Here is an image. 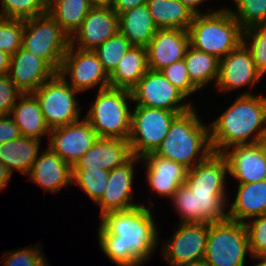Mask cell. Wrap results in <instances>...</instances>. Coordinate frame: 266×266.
Returning <instances> with one entry per match:
<instances>
[{
    "mask_svg": "<svg viewBox=\"0 0 266 266\" xmlns=\"http://www.w3.org/2000/svg\"><path fill=\"white\" fill-rule=\"evenodd\" d=\"M149 206L108 212L100 218L99 246L117 266H141L156 250L159 235L151 213L153 204Z\"/></svg>",
    "mask_w": 266,
    "mask_h": 266,
    "instance_id": "6da1fadb",
    "label": "cell"
},
{
    "mask_svg": "<svg viewBox=\"0 0 266 266\" xmlns=\"http://www.w3.org/2000/svg\"><path fill=\"white\" fill-rule=\"evenodd\" d=\"M251 93L243 92L239 95L209 125L213 153H222L233 145L260 143L266 138V97Z\"/></svg>",
    "mask_w": 266,
    "mask_h": 266,
    "instance_id": "7a4b0ae2",
    "label": "cell"
},
{
    "mask_svg": "<svg viewBox=\"0 0 266 266\" xmlns=\"http://www.w3.org/2000/svg\"><path fill=\"white\" fill-rule=\"evenodd\" d=\"M211 153L209 125L201 122L194 107L174 118L165 138L154 152L188 169L204 161Z\"/></svg>",
    "mask_w": 266,
    "mask_h": 266,
    "instance_id": "3957f363",
    "label": "cell"
},
{
    "mask_svg": "<svg viewBox=\"0 0 266 266\" xmlns=\"http://www.w3.org/2000/svg\"><path fill=\"white\" fill-rule=\"evenodd\" d=\"M190 46L219 60L241 42L243 29L226 8L194 15L188 28Z\"/></svg>",
    "mask_w": 266,
    "mask_h": 266,
    "instance_id": "277c9868",
    "label": "cell"
},
{
    "mask_svg": "<svg viewBox=\"0 0 266 266\" xmlns=\"http://www.w3.org/2000/svg\"><path fill=\"white\" fill-rule=\"evenodd\" d=\"M131 93L125 89L107 87L98 90L97 97L84 117L100 138L129 139L131 112L127 101Z\"/></svg>",
    "mask_w": 266,
    "mask_h": 266,
    "instance_id": "5b68a950",
    "label": "cell"
},
{
    "mask_svg": "<svg viewBox=\"0 0 266 266\" xmlns=\"http://www.w3.org/2000/svg\"><path fill=\"white\" fill-rule=\"evenodd\" d=\"M249 249L245 223L230 219L208 223V237L203 261L210 266H244Z\"/></svg>",
    "mask_w": 266,
    "mask_h": 266,
    "instance_id": "8992f818",
    "label": "cell"
},
{
    "mask_svg": "<svg viewBox=\"0 0 266 266\" xmlns=\"http://www.w3.org/2000/svg\"><path fill=\"white\" fill-rule=\"evenodd\" d=\"M70 46V36L48 14L24 20L22 47L45 60L57 73Z\"/></svg>",
    "mask_w": 266,
    "mask_h": 266,
    "instance_id": "52a82bcc",
    "label": "cell"
},
{
    "mask_svg": "<svg viewBox=\"0 0 266 266\" xmlns=\"http://www.w3.org/2000/svg\"><path fill=\"white\" fill-rule=\"evenodd\" d=\"M184 112L135 105L131 112L129 145L133 156L142 158L154 153L165 138L171 122Z\"/></svg>",
    "mask_w": 266,
    "mask_h": 266,
    "instance_id": "ba28073f",
    "label": "cell"
},
{
    "mask_svg": "<svg viewBox=\"0 0 266 266\" xmlns=\"http://www.w3.org/2000/svg\"><path fill=\"white\" fill-rule=\"evenodd\" d=\"M76 91L56 73L44 82L34 93L49 128L62 127L80 120V109Z\"/></svg>",
    "mask_w": 266,
    "mask_h": 266,
    "instance_id": "9c48e42d",
    "label": "cell"
},
{
    "mask_svg": "<svg viewBox=\"0 0 266 266\" xmlns=\"http://www.w3.org/2000/svg\"><path fill=\"white\" fill-rule=\"evenodd\" d=\"M227 193H194L181 184L170 199L180 216V223H216L228 219L225 212Z\"/></svg>",
    "mask_w": 266,
    "mask_h": 266,
    "instance_id": "30bf717a",
    "label": "cell"
},
{
    "mask_svg": "<svg viewBox=\"0 0 266 266\" xmlns=\"http://www.w3.org/2000/svg\"><path fill=\"white\" fill-rule=\"evenodd\" d=\"M137 106L165 109L174 112H187L193 105L183 103L186 96L175 88L160 71L148 70L130 90ZM182 102V103H180Z\"/></svg>",
    "mask_w": 266,
    "mask_h": 266,
    "instance_id": "8fae6325",
    "label": "cell"
},
{
    "mask_svg": "<svg viewBox=\"0 0 266 266\" xmlns=\"http://www.w3.org/2000/svg\"><path fill=\"white\" fill-rule=\"evenodd\" d=\"M70 45L62 60L59 74L79 93L100 85L98 90L110 87L109 75L94 51H85ZM70 75V81L66 76Z\"/></svg>",
    "mask_w": 266,
    "mask_h": 266,
    "instance_id": "7c38bea8",
    "label": "cell"
},
{
    "mask_svg": "<svg viewBox=\"0 0 266 266\" xmlns=\"http://www.w3.org/2000/svg\"><path fill=\"white\" fill-rule=\"evenodd\" d=\"M179 224L172 238L162 245L161 256H164L163 258L170 266L203 261L208 237V223Z\"/></svg>",
    "mask_w": 266,
    "mask_h": 266,
    "instance_id": "4fadbf2b",
    "label": "cell"
},
{
    "mask_svg": "<svg viewBox=\"0 0 266 266\" xmlns=\"http://www.w3.org/2000/svg\"><path fill=\"white\" fill-rule=\"evenodd\" d=\"M48 139V147L73 167L79 158L93 146L98 135L89 122L83 118L52 129Z\"/></svg>",
    "mask_w": 266,
    "mask_h": 266,
    "instance_id": "5bb4252c",
    "label": "cell"
},
{
    "mask_svg": "<svg viewBox=\"0 0 266 266\" xmlns=\"http://www.w3.org/2000/svg\"><path fill=\"white\" fill-rule=\"evenodd\" d=\"M246 45L241 42L219 60L216 87L218 91H233L246 85L255 86L262 78Z\"/></svg>",
    "mask_w": 266,
    "mask_h": 266,
    "instance_id": "9a60e30c",
    "label": "cell"
},
{
    "mask_svg": "<svg viewBox=\"0 0 266 266\" xmlns=\"http://www.w3.org/2000/svg\"><path fill=\"white\" fill-rule=\"evenodd\" d=\"M221 154L226 158L228 173L238 179V184L266 180L264 140L256 144L233 145Z\"/></svg>",
    "mask_w": 266,
    "mask_h": 266,
    "instance_id": "2e32d148",
    "label": "cell"
},
{
    "mask_svg": "<svg viewBox=\"0 0 266 266\" xmlns=\"http://www.w3.org/2000/svg\"><path fill=\"white\" fill-rule=\"evenodd\" d=\"M119 32L118 15L111 7H93L81 26L70 37V45L79 43L78 49L94 51L107 39Z\"/></svg>",
    "mask_w": 266,
    "mask_h": 266,
    "instance_id": "e0dca14e",
    "label": "cell"
},
{
    "mask_svg": "<svg viewBox=\"0 0 266 266\" xmlns=\"http://www.w3.org/2000/svg\"><path fill=\"white\" fill-rule=\"evenodd\" d=\"M141 158L133 156L120 167L109 171L108 182L101 199L97 202L100 206V218L108 212H117L139 206L133 201L134 165ZM133 201V202H132Z\"/></svg>",
    "mask_w": 266,
    "mask_h": 266,
    "instance_id": "ac0fdd59",
    "label": "cell"
},
{
    "mask_svg": "<svg viewBox=\"0 0 266 266\" xmlns=\"http://www.w3.org/2000/svg\"><path fill=\"white\" fill-rule=\"evenodd\" d=\"M57 72L43 59L23 47L11 55L8 76L22 93H34Z\"/></svg>",
    "mask_w": 266,
    "mask_h": 266,
    "instance_id": "d6986e66",
    "label": "cell"
},
{
    "mask_svg": "<svg viewBox=\"0 0 266 266\" xmlns=\"http://www.w3.org/2000/svg\"><path fill=\"white\" fill-rule=\"evenodd\" d=\"M189 47L188 30L158 29L146 46L148 68L160 71L174 62L184 59Z\"/></svg>",
    "mask_w": 266,
    "mask_h": 266,
    "instance_id": "ffe728a7",
    "label": "cell"
},
{
    "mask_svg": "<svg viewBox=\"0 0 266 266\" xmlns=\"http://www.w3.org/2000/svg\"><path fill=\"white\" fill-rule=\"evenodd\" d=\"M133 157L128 140L100 138L74 164L72 170L100 169L110 171Z\"/></svg>",
    "mask_w": 266,
    "mask_h": 266,
    "instance_id": "44dd1931",
    "label": "cell"
},
{
    "mask_svg": "<svg viewBox=\"0 0 266 266\" xmlns=\"http://www.w3.org/2000/svg\"><path fill=\"white\" fill-rule=\"evenodd\" d=\"M147 170V181L154 192L162 197L172 198L181 184L185 183L188 168L173 160L165 159L154 153L141 158Z\"/></svg>",
    "mask_w": 266,
    "mask_h": 266,
    "instance_id": "7402d4cb",
    "label": "cell"
},
{
    "mask_svg": "<svg viewBox=\"0 0 266 266\" xmlns=\"http://www.w3.org/2000/svg\"><path fill=\"white\" fill-rule=\"evenodd\" d=\"M227 172L226 158L212 152L204 161L188 169L185 184L194 193H227L224 189Z\"/></svg>",
    "mask_w": 266,
    "mask_h": 266,
    "instance_id": "603a6c76",
    "label": "cell"
},
{
    "mask_svg": "<svg viewBox=\"0 0 266 266\" xmlns=\"http://www.w3.org/2000/svg\"><path fill=\"white\" fill-rule=\"evenodd\" d=\"M44 151L38 155L28 175L45 191L58 193L69 183L72 184V166L49 147Z\"/></svg>",
    "mask_w": 266,
    "mask_h": 266,
    "instance_id": "cb8c5ba5",
    "label": "cell"
},
{
    "mask_svg": "<svg viewBox=\"0 0 266 266\" xmlns=\"http://www.w3.org/2000/svg\"><path fill=\"white\" fill-rule=\"evenodd\" d=\"M236 198L228 211V219L240 223L266 213V180L239 184Z\"/></svg>",
    "mask_w": 266,
    "mask_h": 266,
    "instance_id": "d4e9b609",
    "label": "cell"
},
{
    "mask_svg": "<svg viewBox=\"0 0 266 266\" xmlns=\"http://www.w3.org/2000/svg\"><path fill=\"white\" fill-rule=\"evenodd\" d=\"M16 101L10 116L19 127L21 136L42 140L43 135L50 134L51 129L43 116L40 104L32 93L21 94Z\"/></svg>",
    "mask_w": 266,
    "mask_h": 266,
    "instance_id": "484cf974",
    "label": "cell"
},
{
    "mask_svg": "<svg viewBox=\"0 0 266 266\" xmlns=\"http://www.w3.org/2000/svg\"><path fill=\"white\" fill-rule=\"evenodd\" d=\"M118 25L119 33L124 35L132 46L145 48L158 30L147 4L120 13Z\"/></svg>",
    "mask_w": 266,
    "mask_h": 266,
    "instance_id": "4316f807",
    "label": "cell"
},
{
    "mask_svg": "<svg viewBox=\"0 0 266 266\" xmlns=\"http://www.w3.org/2000/svg\"><path fill=\"white\" fill-rule=\"evenodd\" d=\"M41 140L20 136L19 138L0 144V162L12 173L20 172L28 176L34 161L40 153Z\"/></svg>",
    "mask_w": 266,
    "mask_h": 266,
    "instance_id": "83f0119b",
    "label": "cell"
},
{
    "mask_svg": "<svg viewBox=\"0 0 266 266\" xmlns=\"http://www.w3.org/2000/svg\"><path fill=\"white\" fill-rule=\"evenodd\" d=\"M148 70L147 49L131 46L109 76L110 87L130 91Z\"/></svg>",
    "mask_w": 266,
    "mask_h": 266,
    "instance_id": "f1b7e54d",
    "label": "cell"
},
{
    "mask_svg": "<svg viewBox=\"0 0 266 266\" xmlns=\"http://www.w3.org/2000/svg\"><path fill=\"white\" fill-rule=\"evenodd\" d=\"M146 4L158 29L188 30L194 17L180 0H147Z\"/></svg>",
    "mask_w": 266,
    "mask_h": 266,
    "instance_id": "f546056e",
    "label": "cell"
},
{
    "mask_svg": "<svg viewBox=\"0 0 266 266\" xmlns=\"http://www.w3.org/2000/svg\"><path fill=\"white\" fill-rule=\"evenodd\" d=\"M92 8L89 0H49L47 13L71 37Z\"/></svg>",
    "mask_w": 266,
    "mask_h": 266,
    "instance_id": "4dcf8cb0",
    "label": "cell"
},
{
    "mask_svg": "<svg viewBox=\"0 0 266 266\" xmlns=\"http://www.w3.org/2000/svg\"><path fill=\"white\" fill-rule=\"evenodd\" d=\"M183 60L190 80L198 90L212 81H217L219 59L215 56L190 46Z\"/></svg>",
    "mask_w": 266,
    "mask_h": 266,
    "instance_id": "1f68e13d",
    "label": "cell"
},
{
    "mask_svg": "<svg viewBox=\"0 0 266 266\" xmlns=\"http://www.w3.org/2000/svg\"><path fill=\"white\" fill-rule=\"evenodd\" d=\"M131 46L130 41L118 32L103 44L99 45L94 52L97 54L104 70L110 76Z\"/></svg>",
    "mask_w": 266,
    "mask_h": 266,
    "instance_id": "d6a6232c",
    "label": "cell"
},
{
    "mask_svg": "<svg viewBox=\"0 0 266 266\" xmlns=\"http://www.w3.org/2000/svg\"><path fill=\"white\" fill-rule=\"evenodd\" d=\"M4 18L28 20L47 13L49 0H0Z\"/></svg>",
    "mask_w": 266,
    "mask_h": 266,
    "instance_id": "836d02e7",
    "label": "cell"
},
{
    "mask_svg": "<svg viewBox=\"0 0 266 266\" xmlns=\"http://www.w3.org/2000/svg\"><path fill=\"white\" fill-rule=\"evenodd\" d=\"M109 171L100 169L72 170V183H76L97 203L106 188Z\"/></svg>",
    "mask_w": 266,
    "mask_h": 266,
    "instance_id": "e575fe53",
    "label": "cell"
},
{
    "mask_svg": "<svg viewBox=\"0 0 266 266\" xmlns=\"http://www.w3.org/2000/svg\"><path fill=\"white\" fill-rule=\"evenodd\" d=\"M242 42L249 49L257 70L266 74V23L244 29Z\"/></svg>",
    "mask_w": 266,
    "mask_h": 266,
    "instance_id": "d590c367",
    "label": "cell"
},
{
    "mask_svg": "<svg viewBox=\"0 0 266 266\" xmlns=\"http://www.w3.org/2000/svg\"><path fill=\"white\" fill-rule=\"evenodd\" d=\"M236 12L228 9L244 30L266 23V0H234Z\"/></svg>",
    "mask_w": 266,
    "mask_h": 266,
    "instance_id": "8d00e7d4",
    "label": "cell"
},
{
    "mask_svg": "<svg viewBox=\"0 0 266 266\" xmlns=\"http://www.w3.org/2000/svg\"><path fill=\"white\" fill-rule=\"evenodd\" d=\"M24 20L4 18L0 21V50L13 55L22 47Z\"/></svg>",
    "mask_w": 266,
    "mask_h": 266,
    "instance_id": "74e56055",
    "label": "cell"
},
{
    "mask_svg": "<svg viewBox=\"0 0 266 266\" xmlns=\"http://www.w3.org/2000/svg\"><path fill=\"white\" fill-rule=\"evenodd\" d=\"M42 249L35 245L34 247H25L19 250L8 252L4 255L3 266H49Z\"/></svg>",
    "mask_w": 266,
    "mask_h": 266,
    "instance_id": "f35d334b",
    "label": "cell"
},
{
    "mask_svg": "<svg viewBox=\"0 0 266 266\" xmlns=\"http://www.w3.org/2000/svg\"><path fill=\"white\" fill-rule=\"evenodd\" d=\"M251 257L266 256V213L245 223Z\"/></svg>",
    "mask_w": 266,
    "mask_h": 266,
    "instance_id": "ab89813d",
    "label": "cell"
},
{
    "mask_svg": "<svg viewBox=\"0 0 266 266\" xmlns=\"http://www.w3.org/2000/svg\"><path fill=\"white\" fill-rule=\"evenodd\" d=\"M165 78L186 97L198 91L192 84L184 60L170 64L160 70Z\"/></svg>",
    "mask_w": 266,
    "mask_h": 266,
    "instance_id": "60d3db41",
    "label": "cell"
},
{
    "mask_svg": "<svg viewBox=\"0 0 266 266\" xmlns=\"http://www.w3.org/2000/svg\"><path fill=\"white\" fill-rule=\"evenodd\" d=\"M21 94L8 75H0V116L10 115Z\"/></svg>",
    "mask_w": 266,
    "mask_h": 266,
    "instance_id": "b9f144b4",
    "label": "cell"
},
{
    "mask_svg": "<svg viewBox=\"0 0 266 266\" xmlns=\"http://www.w3.org/2000/svg\"><path fill=\"white\" fill-rule=\"evenodd\" d=\"M21 136L19 127L10 115L0 116V144L13 141Z\"/></svg>",
    "mask_w": 266,
    "mask_h": 266,
    "instance_id": "7bdbcfd3",
    "label": "cell"
},
{
    "mask_svg": "<svg viewBox=\"0 0 266 266\" xmlns=\"http://www.w3.org/2000/svg\"><path fill=\"white\" fill-rule=\"evenodd\" d=\"M147 0H113L111 8L119 15L124 11L146 4Z\"/></svg>",
    "mask_w": 266,
    "mask_h": 266,
    "instance_id": "ee69618b",
    "label": "cell"
},
{
    "mask_svg": "<svg viewBox=\"0 0 266 266\" xmlns=\"http://www.w3.org/2000/svg\"><path fill=\"white\" fill-rule=\"evenodd\" d=\"M11 55L0 50V75H7L10 68Z\"/></svg>",
    "mask_w": 266,
    "mask_h": 266,
    "instance_id": "f6af8a7d",
    "label": "cell"
},
{
    "mask_svg": "<svg viewBox=\"0 0 266 266\" xmlns=\"http://www.w3.org/2000/svg\"><path fill=\"white\" fill-rule=\"evenodd\" d=\"M12 173L0 162V191L7 186Z\"/></svg>",
    "mask_w": 266,
    "mask_h": 266,
    "instance_id": "bcb514c9",
    "label": "cell"
},
{
    "mask_svg": "<svg viewBox=\"0 0 266 266\" xmlns=\"http://www.w3.org/2000/svg\"><path fill=\"white\" fill-rule=\"evenodd\" d=\"M194 15L202 14L197 8L206 0H180Z\"/></svg>",
    "mask_w": 266,
    "mask_h": 266,
    "instance_id": "7dc6e473",
    "label": "cell"
},
{
    "mask_svg": "<svg viewBox=\"0 0 266 266\" xmlns=\"http://www.w3.org/2000/svg\"><path fill=\"white\" fill-rule=\"evenodd\" d=\"M92 7H111L113 0H89Z\"/></svg>",
    "mask_w": 266,
    "mask_h": 266,
    "instance_id": "c3c4849f",
    "label": "cell"
},
{
    "mask_svg": "<svg viewBox=\"0 0 266 266\" xmlns=\"http://www.w3.org/2000/svg\"><path fill=\"white\" fill-rule=\"evenodd\" d=\"M254 259H259V263H257L254 266H266V256H257V257H253Z\"/></svg>",
    "mask_w": 266,
    "mask_h": 266,
    "instance_id": "681fc988",
    "label": "cell"
},
{
    "mask_svg": "<svg viewBox=\"0 0 266 266\" xmlns=\"http://www.w3.org/2000/svg\"><path fill=\"white\" fill-rule=\"evenodd\" d=\"M178 266H210V265L205 263L204 261H201V262H197V263L181 264Z\"/></svg>",
    "mask_w": 266,
    "mask_h": 266,
    "instance_id": "f907efd6",
    "label": "cell"
},
{
    "mask_svg": "<svg viewBox=\"0 0 266 266\" xmlns=\"http://www.w3.org/2000/svg\"><path fill=\"white\" fill-rule=\"evenodd\" d=\"M264 151H265V156H266V138L264 139Z\"/></svg>",
    "mask_w": 266,
    "mask_h": 266,
    "instance_id": "816d5d0a",
    "label": "cell"
},
{
    "mask_svg": "<svg viewBox=\"0 0 266 266\" xmlns=\"http://www.w3.org/2000/svg\"><path fill=\"white\" fill-rule=\"evenodd\" d=\"M3 19H4V17H3V15H2L1 10H0V21L3 20Z\"/></svg>",
    "mask_w": 266,
    "mask_h": 266,
    "instance_id": "f5cc1de1",
    "label": "cell"
}]
</instances>
